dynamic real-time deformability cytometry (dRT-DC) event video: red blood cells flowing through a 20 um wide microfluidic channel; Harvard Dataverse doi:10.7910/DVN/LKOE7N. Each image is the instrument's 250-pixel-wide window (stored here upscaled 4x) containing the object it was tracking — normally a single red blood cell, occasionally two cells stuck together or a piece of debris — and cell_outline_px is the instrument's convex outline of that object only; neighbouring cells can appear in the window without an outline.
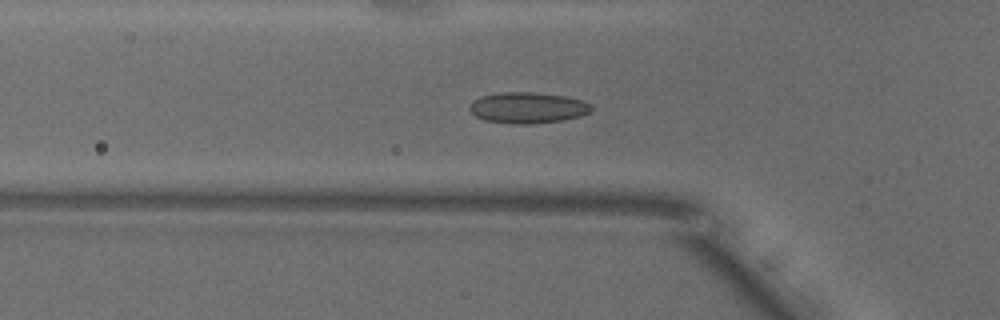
{"species": "common noctule bat (a hibernating species)", "species_latin": "Nyctalus noctula", "temperature_condition": "warm", "stored_images_in_passage": 53, "camera_frame_rate_fps": 3000, "um_per_image_px": 0.085, "animal": {"sex": "male", "body_mass_g": 18.8}, "frame": {"image": 1, "passage_image": 17, "time_ms": 5.333, "image_size_px": [1000, 320], "cell_outline_px": [[592, 112], [580, 116], [560, 120], [532, 124], [512, 124], [484, 120], [476, 116], [468, 108], [480, 96], [504, 92], [532, 92], [564, 96], [580, 100], [592, 104]], "centroid_in_image_um": [44.87, 9.16], "position_along_channel_um": 80.9, "area_um2": 21.85}}
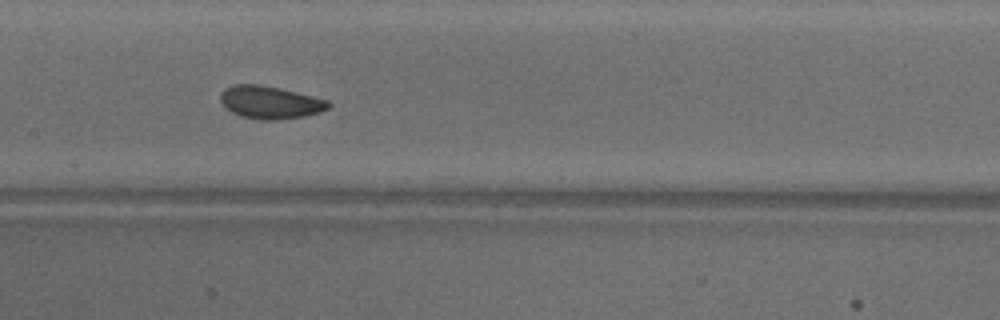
{"frame": {"image": 2, "passage_image": 25, "time_ms": 8.0, "image_size_px": [1000, 320], "cell_outline_px": [[332, 104], [328, 108], [320, 112], [304, 116], [276, 120], [260, 120], [240, 116], [232, 112], [220, 100], [220, 92], [224, 88], [232, 84], [260, 84], [280, 88], [328, 100]], "centroid_in_image_um": [22.95, 8.69], "position_along_channel_um": 184.5, "area_um2": 20.63}}
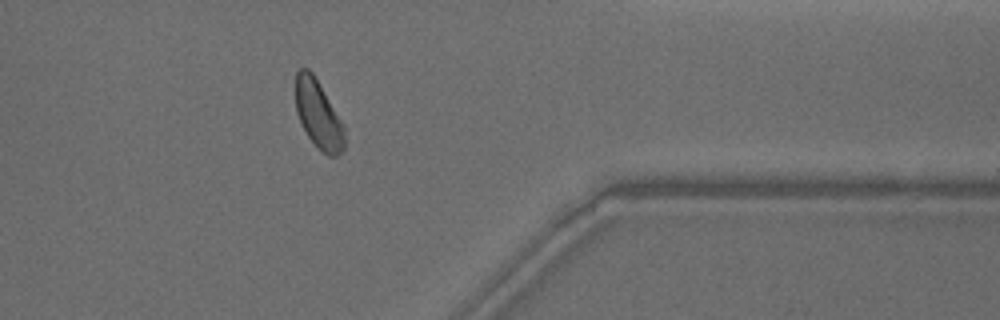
{"frame": {"image": 3, "passage_image": 42, "time_ms": 13.667, "image_size_px": [1000, 320], "cell_outline_px": [[344, 152], [336, 156], [328, 156], [316, 148], [308, 136], [296, 112], [296, 72], [300, 68], [308, 68], [312, 72], [344, 124]], "centroid_in_image_um": [27.07, 9.76], "position_along_channel_um": 384.3, "area_um2": 19.42}, "authors_computed_cell_mechanics": {"area_um2": 20.7502, "velocity_mm_per_s": 3.8424, "shape_relaxation_time_tau1_ms": 2.4153, "shape_relaxation_time_tau2_ms": 1.7481, "deformation_change_tau1": 0.0755, "deformation_change_tau2": 0.0504}}